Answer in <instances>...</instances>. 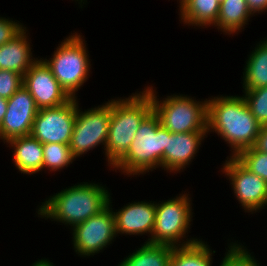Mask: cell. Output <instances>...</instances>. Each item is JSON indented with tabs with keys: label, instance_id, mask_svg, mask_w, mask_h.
I'll return each mask as SVG.
<instances>
[{
	"label": "cell",
	"instance_id": "12",
	"mask_svg": "<svg viewBox=\"0 0 267 266\" xmlns=\"http://www.w3.org/2000/svg\"><path fill=\"white\" fill-rule=\"evenodd\" d=\"M23 86L30 92L38 109L58 107L71 99L42 58L37 59L23 75Z\"/></svg>",
	"mask_w": 267,
	"mask_h": 266
},
{
	"label": "cell",
	"instance_id": "8",
	"mask_svg": "<svg viewBox=\"0 0 267 266\" xmlns=\"http://www.w3.org/2000/svg\"><path fill=\"white\" fill-rule=\"evenodd\" d=\"M112 112V100L102 105L89 108L84 112L77 108L76 120L69 147L73 157L87 153L90 150L107 142L110 117Z\"/></svg>",
	"mask_w": 267,
	"mask_h": 266
},
{
	"label": "cell",
	"instance_id": "23",
	"mask_svg": "<svg viewBox=\"0 0 267 266\" xmlns=\"http://www.w3.org/2000/svg\"><path fill=\"white\" fill-rule=\"evenodd\" d=\"M43 170L59 171L73 163L74 157L67 144L44 143L43 144Z\"/></svg>",
	"mask_w": 267,
	"mask_h": 266
},
{
	"label": "cell",
	"instance_id": "30",
	"mask_svg": "<svg viewBox=\"0 0 267 266\" xmlns=\"http://www.w3.org/2000/svg\"><path fill=\"white\" fill-rule=\"evenodd\" d=\"M247 6L252 13V15L255 16L263 13L264 10L267 11V0H246Z\"/></svg>",
	"mask_w": 267,
	"mask_h": 266
},
{
	"label": "cell",
	"instance_id": "22",
	"mask_svg": "<svg viewBox=\"0 0 267 266\" xmlns=\"http://www.w3.org/2000/svg\"><path fill=\"white\" fill-rule=\"evenodd\" d=\"M215 252L202 240L187 246L174 247L170 266H212V254Z\"/></svg>",
	"mask_w": 267,
	"mask_h": 266
},
{
	"label": "cell",
	"instance_id": "31",
	"mask_svg": "<svg viewBox=\"0 0 267 266\" xmlns=\"http://www.w3.org/2000/svg\"><path fill=\"white\" fill-rule=\"evenodd\" d=\"M8 99L0 96V125L7 112Z\"/></svg>",
	"mask_w": 267,
	"mask_h": 266
},
{
	"label": "cell",
	"instance_id": "7",
	"mask_svg": "<svg viewBox=\"0 0 267 266\" xmlns=\"http://www.w3.org/2000/svg\"><path fill=\"white\" fill-rule=\"evenodd\" d=\"M188 195L184 192L176 198L164 200L161 203L156 202L155 225L151 235V243L179 247L200 240L198 238L184 240L187 237L186 233L188 234L193 217L192 200Z\"/></svg>",
	"mask_w": 267,
	"mask_h": 266
},
{
	"label": "cell",
	"instance_id": "19",
	"mask_svg": "<svg viewBox=\"0 0 267 266\" xmlns=\"http://www.w3.org/2000/svg\"><path fill=\"white\" fill-rule=\"evenodd\" d=\"M250 12L246 0H223L220 3V11L217 22L214 27L226 35H233L241 32L244 26L248 24Z\"/></svg>",
	"mask_w": 267,
	"mask_h": 266
},
{
	"label": "cell",
	"instance_id": "26",
	"mask_svg": "<svg viewBox=\"0 0 267 266\" xmlns=\"http://www.w3.org/2000/svg\"><path fill=\"white\" fill-rule=\"evenodd\" d=\"M240 244L236 241L229 244V249H226L228 252H226L219 266H260L261 263H258L253 254L251 256L246 246Z\"/></svg>",
	"mask_w": 267,
	"mask_h": 266
},
{
	"label": "cell",
	"instance_id": "5",
	"mask_svg": "<svg viewBox=\"0 0 267 266\" xmlns=\"http://www.w3.org/2000/svg\"><path fill=\"white\" fill-rule=\"evenodd\" d=\"M144 90L151 96L153 111L160 125L171 133L207 131V99L197 101L188 95L173 94L159 100L152 85Z\"/></svg>",
	"mask_w": 267,
	"mask_h": 266
},
{
	"label": "cell",
	"instance_id": "16",
	"mask_svg": "<svg viewBox=\"0 0 267 266\" xmlns=\"http://www.w3.org/2000/svg\"><path fill=\"white\" fill-rule=\"evenodd\" d=\"M24 27L15 37L0 46V69L24 75L38 59L32 55L30 40Z\"/></svg>",
	"mask_w": 267,
	"mask_h": 266
},
{
	"label": "cell",
	"instance_id": "18",
	"mask_svg": "<svg viewBox=\"0 0 267 266\" xmlns=\"http://www.w3.org/2000/svg\"><path fill=\"white\" fill-rule=\"evenodd\" d=\"M180 18L185 25L206 28L215 26L220 3L217 0H178Z\"/></svg>",
	"mask_w": 267,
	"mask_h": 266
},
{
	"label": "cell",
	"instance_id": "3",
	"mask_svg": "<svg viewBox=\"0 0 267 266\" xmlns=\"http://www.w3.org/2000/svg\"><path fill=\"white\" fill-rule=\"evenodd\" d=\"M152 111V99L145 90L132 93L125 99H112L104 152L110 168L127 152L140 124Z\"/></svg>",
	"mask_w": 267,
	"mask_h": 266
},
{
	"label": "cell",
	"instance_id": "29",
	"mask_svg": "<svg viewBox=\"0 0 267 266\" xmlns=\"http://www.w3.org/2000/svg\"><path fill=\"white\" fill-rule=\"evenodd\" d=\"M253 147L260 152L267 153V125L261 126Z\"/></svg>",
	"mask_w": 267,
	"mask_h": 266
},
{
	"label": "cell",
	"instance_id": "32",
	"mask_svg": "<svg viewBox=\"0 0 267 266\" xmlns=\"http://www.w3.org/2000/svg\"><path fill=\"white\" fill-rule=\"evenodd\" d=\"M32 266H55L52 262H50L48 259H39L38 261H35Z\"/></svg>",
	"mask_w": 267,
	"mask_h": 266
},
{
	"label": "cell",
	"instance_id": "24",
	"mask_svg": "<svg viewBox=\"0 0 267 266\" xmlns=\"http://www.w3.org/2000/svg\"><path fill=\"white\" fill-rule=\"evenodd\" d=\"M242 96L252 115L261 126L267 125V87L243 90Z\"/></svg>",
	"mask_w": 267,
	"mask_h": 266
},
{
	"label": "cell",
	"instance_id": "33",
	"mask_svg": "<svg viewBox=\"0 0 267 266\" xmlns=\"http://www.w3.org/2000/svg\"><path fill=\"white\" fill-rule=\"evenodd\" d=\"M77 1H80V2H78L79 4H80V6L82 5V3L84 4V2L86 1V0H77ZM84 1V2H83Z\"/></svg>",
	"mask_w": 267,
	"mask_h": 266
},
{
	"label": "cell",
	"instance_id": "2",
	"mask_svg": "<svg viewBox=\"0 0 267 266\" xmlns=\"http://www.w3.org/2000/svg\"><path fill=\"white\" fill-rule=\"evenodd\" d=\"M101 185L83 182L54 193L38 207V217L73 228L108 206L110 193Z\"/></svg>",
	"mask_w": 267,
	"mask_h": 266
},
{
	"label": "cell",
	"instance_id": "4",
	"mask_svg": "<svg viewBox=\"0 0 267 266\" xmlns=\"http://www.w3.org/2000/svg\"><path fill=\"white\" fill-rule=\"evenodd\" d=\"M170 134L152 111L140 124L127 152L111 168L128 176L144 175L159 167L163 169V153Z\"/></svg>",
	"mask_w": 267,
	"mask_h": 266
},
{
	"label": "cell",
	"instance_id": "10",
	"mask_svg": "<svg viewBox=\"0 0 267 266\" xmlns=\"http://www.w3.org/2000/svg\"><path fill=\"white\" fill-rule=\"evenodd\" d=\"M79 101L71 98L67 103L39 109L30 135L40 143L70 144Z\"/></svg>",
	"mask_w": 267,
	"mask_h": 266
},
{
	"label": "cell",
	"instance_id": "14",
	"mask_svg": "<svg viewBox=\"0 0 267 266\" xmlns=\"http://www.w3.org/2000/svg\"><path fill=\"white\" fill-rule=\"evenodd\" d=\"M156 202L138 201L124 205L114 211L116 235L149 234L146 242L151 243V235L155 225Z\"/></svg>",
	"mask_w": 267,
	"mask_h": 266
},
{
	"label": "cell",
	"instance_id": "13",
	"mask_svg": "<svg viewBox=\"0 0 267 266\" xmlns=\"http://www.w3.org/2000/svg\"><path fill=\"white\" fill-rule=\"evenodd\" d=\"M38 110L30 92L22 85L8 99L7 112L0 125V139L4 144L13 138L30 135Z\"/></svg>",
	"mask_w": 267,
	"mask_h": 266
},
{
	"label": "cell",
	"instance_id": "9",
	"mask_svg": "<svg viewBox=\"0 0 267 266\" xmlns=\"http://www.w3.org/2000/svg\"><path fill=\"white\" fill-rule=\"evenodd\" d=\"M111 203L110 196L108 206L105 209L71 228L73 230V249L78 256H94L105 250L104 248L109 246L117 237L114 210Z\"/></svg>",
	"mask_w": 267,
	"mask_h": 266
},
{
	"label": "cell",
	"instance_id": "11",
	"mask_svg": "<svg viewBox=\"0 0 267 266\" xmlns=\"http://www.w3.org/2000/svg\"><path fill=\"white\" fill-rule=\"evenodd\" d=\"M229 159V160H228ZM221 168L232 186L234 196L245 212H258L267 205V182L247 170L235 157L225 160Z\"/></svg>",
	"mask_w": 267,
	"mask_h": 266
},
{
	"label": "cell",
	"instance_id": "6",
	"mask_svg": "<svg viewBox=\"0 0 267 266\" xmlns=\"http://www.w3.org/2000/svg\"><path fill=\"white\" fill-rule=\"evenodd\" d=\"M84 36L73 33L61 41L52 58L43 59L70 98L88 80L91 62Z\"/></svg>",
	"mask_w": 267,
	"mask_h": 266
},
{
	"label": "cell",
	"instance_id": "1",
	"mask_svg": "<svg viewBox=\"0 0 267 266\" xmlns=\"http://www.w3.org/2000/svg\"><path fill=\"white\" fill-rule=\"evenodd\" d=\"M207 133L215 132L231 148L230 157L254 146L261 125L242 96L208 98ZM233 150V151H232Z\"/></svg>",
	"mask_w": 267,
	"mask_h": 266
},
{
	"label": "cell",
	"instance_id": "27",
	"mask_svg": "<svg viewBox=\"0 0 267 266\" xmlns=\"http://www.w3.org/2000/svg\"><path fill=\"white\" fill-rule=\"evenodd\" d=\"M23 85V75L0 69V96L9 99Z\"/></svg>",
	"mask_w": 267,
	"mask_h": 266
},
{
	"label": "cell",
	"instance_id": "15",
	"mask_svg": "<svg viewBox=\"0 0 267 266\" xmlns=\"http://www.w3.org/2000/svg\"><path fill=\"white\" fill-rule=\"evenodd\" d=\"M207 131L171 133L163 153V170L178 173L192 162Z\"/></svg>",
	"mask_w": 267,
	"mask_h": 266
},
{
	"label": "cell",
	"instance_id": "17",
	"mask_svg": "<svg viewBox=\"0 0 267 266\" xmlns=\"http://www.w3.org/2000/svg\"><path fill=\"white\" fill-rule=\"evenodd\" d=\"M13 149L15 167L23 174H35L43 170V144L31 135L16 137L7 142Z\"/></svg>",
	"mask_w": 267,
	"mask_h": 266
},
{
	"label": "cell",
	"instance_id": "25",
	"mask_svg": "<svg viewBox=\"0 0 267 266\" xmlns=\"http://www.w3.org/2000/svg\"><path fill=\"white\" fill-rule=\"evenodd\" d=\"M247 170L267 182V153L254 147L242 150L235 157Z\"/></svg>",
	"mask_w": 267,
	"mask_h": 266
},
{
	"label": "cell",
	"instance_id": "20",
	"mask_svg": "<svg viewBox=\"0 0 267 266\" xmlns=\"http://www.w3.org/2000/svg\"><path fill=\"white\" fill-rule=\"evenodd\" d=\"M267 38V37H266ZM260 40L248 55L243 72V89L267 87V39Z\"/></svg>",
	"mask_w": 267,
	"mask_h": 266
},
{
	"label": "cell",
	"instance_id": "28",
	"mask_svg": "<svg viewBox=\"0 0 267 266\" xmlns=\"http://www.w3.org/2000/svg\"><path fill=\"white\" fill-rule=\"evenodd\" d=\"M24 27L19 21L0 17V46L15 37Z\"/></svg>",
	"mask_w": 267,
	"mask_h": 266
},
{
	"label": "cell",
	"instance_id": "21",
	"mask_svg": "<svg viewBox=\"0 0 267 266\" xmlns=\"http://www.w3.org/2000/svg\"><path fill=\"white\" fill-rule=\"evenodd\" d=\"M173 246L144 242L117 266H170Z\"/></svg>",
	"mask_w": 267,
	"mask_h": 266
}]
</instances>
